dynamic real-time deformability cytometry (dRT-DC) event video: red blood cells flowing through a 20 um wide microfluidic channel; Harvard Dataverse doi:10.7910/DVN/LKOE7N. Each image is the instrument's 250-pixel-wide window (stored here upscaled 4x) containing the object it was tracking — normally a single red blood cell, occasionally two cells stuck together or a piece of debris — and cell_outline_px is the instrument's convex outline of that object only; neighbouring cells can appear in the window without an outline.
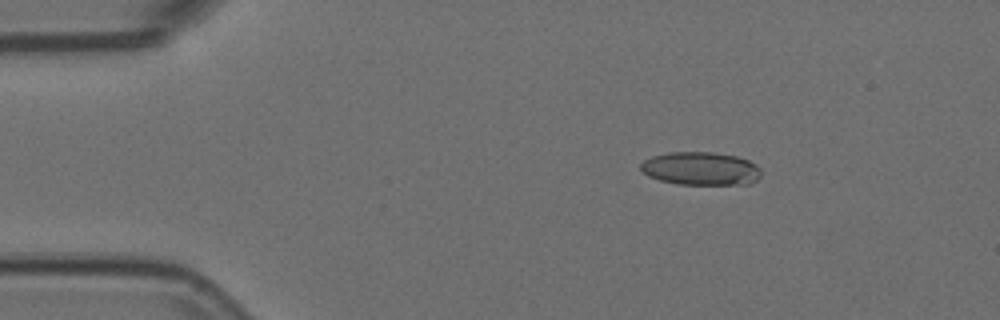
{"species": "Egyptian fruit bat (a non-hibernating species)", "species_latin": "Rousettus aegyptiacus", "temperature_condition": "room temperature", "stored_images_in_passage": 47, "camera_frame_rate_fps": 3000, "um_per_image_px": 0.085, "animal": {"sex": "female"}, "frame": {"image": 1, "passage_image": 2, "time_ms": 0.333, "image_size_px": [1000, 320], "cell_outline_px": [[760, 176], [756, 180], [748, 184], [680, 184], [660, 180], [648, 176], [640, 168], [640, 164], [644, 160], [652, 156], [668, 152], [712, 152], [736, 156], [748, 160], [756, 164], [760, 168]], "centroid_in_image_um": [59.56, 14.32], "position_along_channel_um": 25.4, "area_um2": 23.24}}
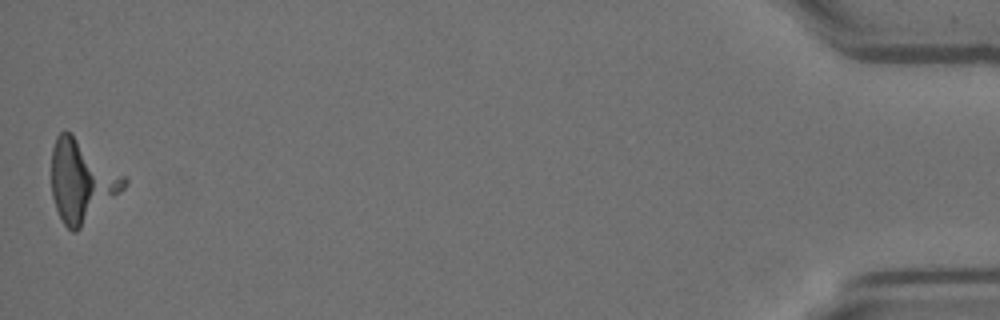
{"frame": {"image": 2, "passage_image": 47, "time_ms": 15.333, "image_size_px": [1000, 320], "cell_outline_px": [[128, 180], [124, 188], [120, 192], [76, 232], [72, 232], [64, 224], [56, 208], [52, 196], [52, 148], [56, 136], [64, 128], [72, 132], [124, 176]], "centroid_in_image_um": [6.91, 15.35], "position_along_channel_um": 428.3, "area_um2": 34.16}}